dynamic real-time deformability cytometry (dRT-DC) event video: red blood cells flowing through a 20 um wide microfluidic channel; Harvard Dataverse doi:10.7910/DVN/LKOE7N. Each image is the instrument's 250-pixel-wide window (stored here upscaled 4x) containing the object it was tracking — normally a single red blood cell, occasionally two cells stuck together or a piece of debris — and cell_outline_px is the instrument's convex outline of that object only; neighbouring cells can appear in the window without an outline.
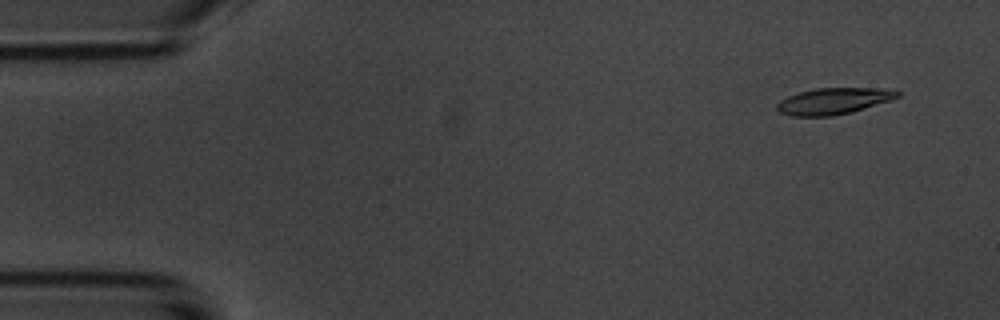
{"species": "common noctule bat (a hibernating species)", "species_latin": "Nyctalus noctula", "temperature_condition": "room temperature", "stored_images_in_passage": 4, "camera_frame_rate_fps": 3000, "um_per_image_px": 0.085, "animal": {"sex": "male", "body_mass_g": 20.1, "forearm_length_mm": 53.5}, "frame": {"image": 1, "passage_image": 1, "time_ms": 0.0, "image_size_px": [1000, 320], "cell_outline_px": [[900, 96], [852, 112], [832, 116], [792, 116], [780, 112], [776, 108], [776, 104], [780, 100], [788, 96], [800, 92], [816, 88], [892, 88], [900, 92]], "centroid_in_image_um": [70.85, 8.58], "position_along_channel_um": 14.2, "area_um2": 18.44}}
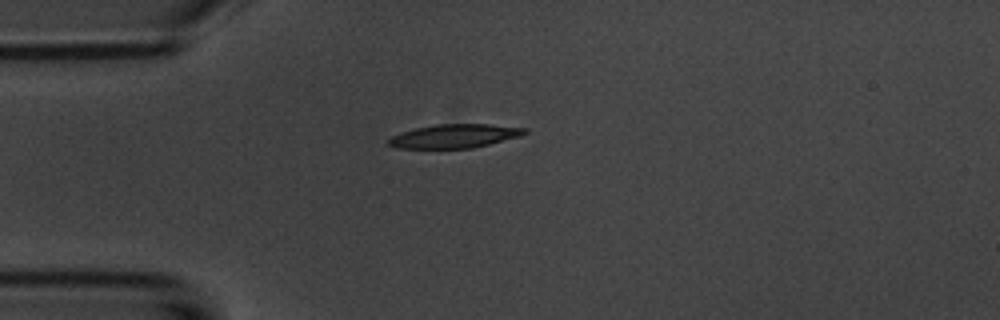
{"frame": {"image": 2, "passage_image": 4, "time_ms": 3.333, "image_size_px": [1000, 320], "cell_outline_px": [[528, 132], [520, 136], [472, 148], [396, 148], [388, 144], [388, 140], [392, 136], [400, 132], [416, 128], [436, 124], [488, 124], [528, 128]], "centroid_in_image_um": [38.63, 11.56], "position_along_channel_um": 46.4, "area_um2": 18.73}}